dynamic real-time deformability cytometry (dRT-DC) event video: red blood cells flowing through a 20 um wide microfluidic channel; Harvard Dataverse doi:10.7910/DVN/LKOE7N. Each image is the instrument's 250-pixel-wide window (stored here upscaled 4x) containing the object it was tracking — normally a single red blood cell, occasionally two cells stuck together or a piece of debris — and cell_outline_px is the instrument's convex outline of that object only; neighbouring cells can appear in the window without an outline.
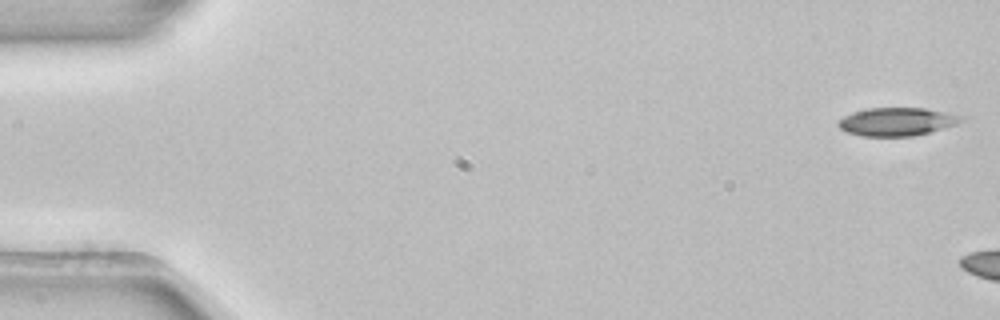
{"species": "common noctule bat (a hibernating species)", "species_latin": "Nyctalus noctula", "temperature_condition": "room temperature", "stored_images_in_passage": 2, "camera_frame_rate_fps": 3000, "um_per_image_px": 0.085, "animal": {"sex": "female", "body_mass_g": 22.7, "forearm_length_mm": 54.2}, "frame": {"image": 1, "passage_image": 1, "time_ms": 0.0, "image_size_px": [1000, 320], "cell_outline_px": [[968, 116], [964, 120], [956, 124], [928, 132], [912, 136], [860, 136], [848, 132], [840, 128], [836, 124], [844, 116], [852, 112], [868, 108], [924, 108]], "centroid_in_image_um": [76.25, 10.33], "position_along_channel_um": 8.7, "area_um2": 20.17}}